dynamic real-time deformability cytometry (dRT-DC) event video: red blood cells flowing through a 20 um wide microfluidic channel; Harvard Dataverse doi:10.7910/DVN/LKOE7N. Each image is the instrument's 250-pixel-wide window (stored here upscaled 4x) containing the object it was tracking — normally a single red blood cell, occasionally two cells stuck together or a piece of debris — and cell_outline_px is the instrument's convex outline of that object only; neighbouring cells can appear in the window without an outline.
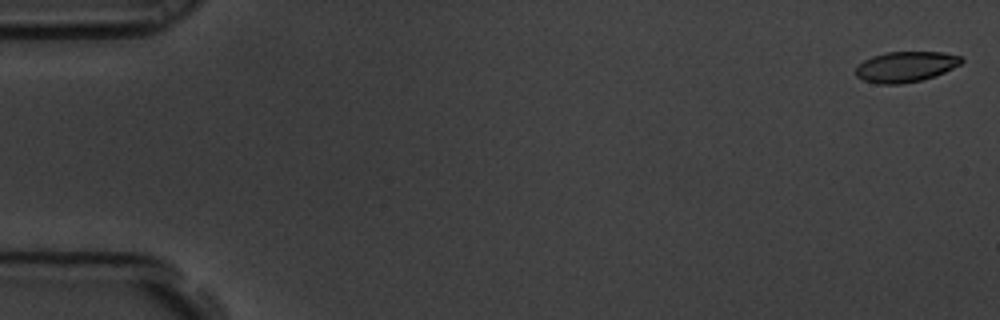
{"species": "common noctule bat (a hibernating species)", "species_latin": "Nyctalus noctula", "temperature_condition": "room temperature", "stored_images_in_passage": 8, "camera_frame_rate_fps": 3000, "um_per_image_px": 0.085, "animal": {"sex": "male", "body_mass_g": 19.5, "forearm_length_mm": 54.6}, "frame": {"image": 1, "passage_image": 1, "time_ms": 0.0, "image_size_px": [1000, 320], "cell_outline_px": [[964, 60], [960, 64], [936, 76], [920, 80], [900, 84], [876, 84], [864, 80], [856, 76], [856, 68], [864, 60], [872, 56], [884, 52], [944, 52], [960, 56]], "centroid_in_image_um": [76.98, 5.67], "position_along_channel_um": 8.0, "area_um2": 18.79}}
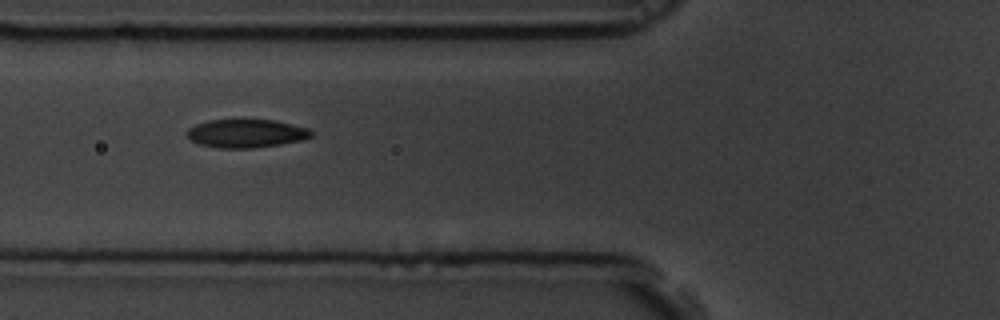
{"frame": {"image": 2, "passage_image": 7, "time_ms": 2.0, "image_size_px": [1000, 320], "cell_outline_px": [[312, 136], [304, 140], [280, 144], [252, 148], [220, 148], [200, 144], [192, 140], [184, 132], [188, 128], [196, 124], [208, 120], [272, 120], [292, 124], [308, 128], [312, 132]], "centroid_in_image_um": [20.92, 11.34], "position_along_channel_um": 104.9, "area_um2": 20.46}}
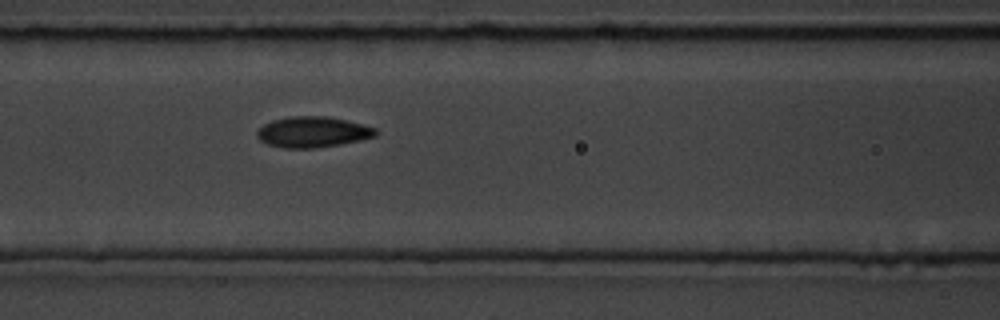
{"frame": {"image": 3, "passage_image": 8, "time_ms": 2.333, "image_size_px": [1000, 320], "cell_outline_px": [[376, 136], [360, 140], [340, 144], [316, 148], [284, 148], [268, 144], [260, 140], [256, 136], [256, 132], [264, 124], [272, 120], [288, 116], [328, 116], [364, 124], [376, 128]], "centroid_in_image_um": [26.57, 11.21], "position_along_channel_um": 140.0, "area_um2": 21.33}}